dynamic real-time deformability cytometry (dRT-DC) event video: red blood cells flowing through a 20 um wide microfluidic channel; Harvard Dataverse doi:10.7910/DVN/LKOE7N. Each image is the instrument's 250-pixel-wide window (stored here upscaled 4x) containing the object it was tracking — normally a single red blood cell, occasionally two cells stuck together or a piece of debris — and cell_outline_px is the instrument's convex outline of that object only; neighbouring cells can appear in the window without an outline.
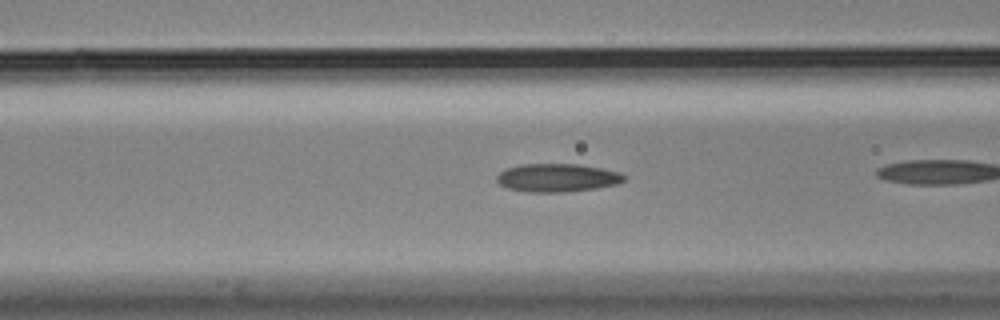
{"species": "Egyptian fruit bat (a non-hibernating species)", "species_latin": "Rousettus aegyptiacus", "temperature_condition": "cold", "stored_images_in_passage": 32, "camera_frame_rate_fps": 3000, "um_per_image_px": 0.085, "animal": {"sex": "male"}, "frame": {"image": 1, "passage_image": 10, "time_ms": 3.0, "image_size_px": [1000, 320], "cell_outline_px": [[628, 176], [624, 180], [616, 184], [596, 188], [564, 192], [524, 192], [508, 188], [500, 184], [496, 180], [496, 176], [500, 172], [508, 168], [520, 164], [580, 164], [620, 172]], "centroid_in_image_um": [47.37, 15.11], "position_along_channel_um": 119.2, "area_um2": 20.98}}